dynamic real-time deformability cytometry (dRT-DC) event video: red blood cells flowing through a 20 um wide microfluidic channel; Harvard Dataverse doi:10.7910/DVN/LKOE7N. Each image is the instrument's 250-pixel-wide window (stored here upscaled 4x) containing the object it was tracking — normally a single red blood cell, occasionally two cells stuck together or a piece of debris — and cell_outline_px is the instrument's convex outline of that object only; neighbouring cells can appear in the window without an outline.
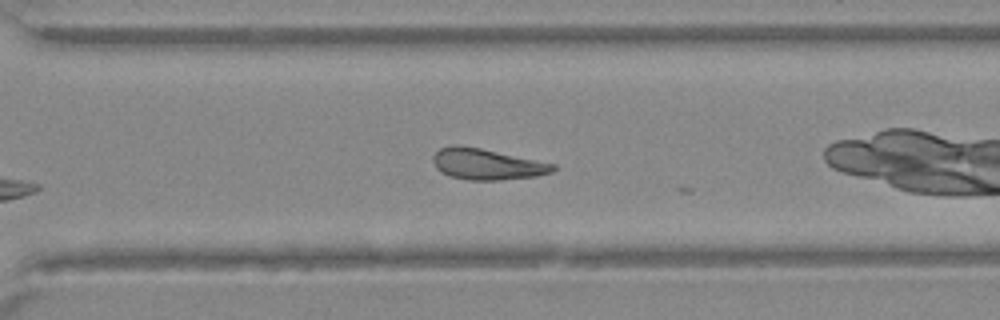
{"species": "Egyptian fruit bat (a non-hibernating species)", "species_latin": "Rousettus aegyptiacus", "temperature_condition": "warm", "stored_images_in_passage": 32, "camera_frame_rate_fps": 3000, "um_per_image_px": 0.085, "animal": {"sex": "female"}, "frame": {"image": 1, "passage_image": 20, "time_ms": 6.333, "image_size_px": [1000, 320], "cell_outline_px": [[556, 168], [552, 172], [536, 176], [500, 180], [468, 180], [452, 176], [440, 172], [436, 168], [432, 160], [432, 156], [440, 148], [452, 144], [460, 144], [480, 148], [556, 164]], "centroid_in_image_um": [41.35, 13.94], "position_along_channel_um": 329.2, "area_um2": 21.73}}